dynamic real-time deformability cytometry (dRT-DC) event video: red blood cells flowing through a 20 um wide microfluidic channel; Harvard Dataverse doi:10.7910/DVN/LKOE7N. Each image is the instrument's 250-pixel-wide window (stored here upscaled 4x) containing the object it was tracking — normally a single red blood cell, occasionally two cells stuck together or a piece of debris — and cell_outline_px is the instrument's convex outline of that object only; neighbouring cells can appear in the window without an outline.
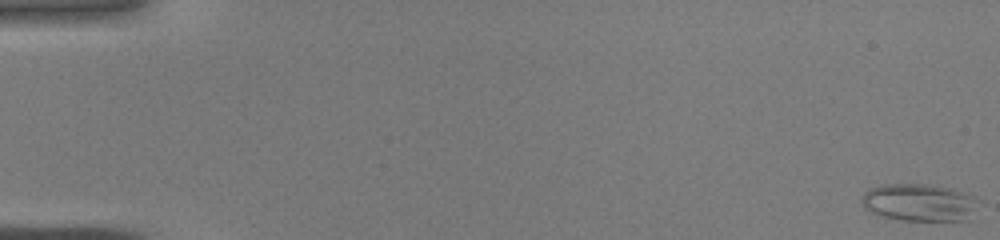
{"species": "common noctule bat (a hibernating species)", "species_latin": "Nyctalus noctula", "temperature_condition": "warm", "stored_images_in_passage": 15, "camera_frame_rate_fps": 3000, "um_per_image_px": 0.085, "animal": {"sex": "male", "body_mass_g": 19.0, "forearm_length_mm": 50.8}, "frame": {"image": 1, "passage_image": 1, "time_ms": 0.0, "image_size_px": [1000, 240], "cell_outline_px": [[980, 200], [972, 220], [900, 220], [880, 216], [864, 208], [860, 200], [864, 192], [868, 188], [884, 184], [928, 184], [948, 188], [964, 192], [976, 196]], "centroid_in_image_um": [78.17, 17.21], "position_along_channel_um": 6.8, "area_um2": 25.95}}
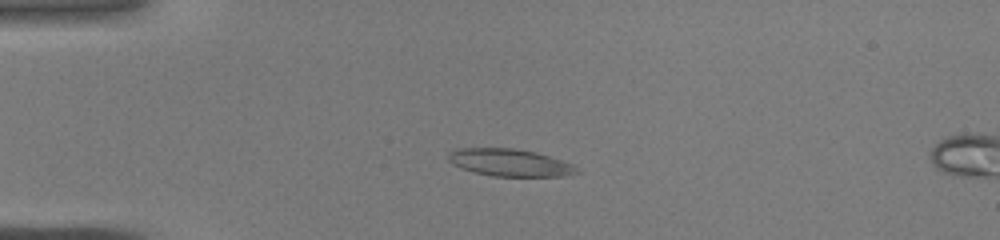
{"frame": {"image": 2, "passage_image": 12, "time_ms": 3.667, "image_size_px": [1000, 240], "cell_outline_px": [[580, 172], [564, 176], [492, 176], [472, 172], [460, 168], [452, 164], [448, 160], [448, 152], [452, 148], [512, 148], [536, 152], [572, 164]], "centroid_in_image_um": [43.25, 13.82], "position_along_channel_um": 41.7, "area_um2": 20.52}}